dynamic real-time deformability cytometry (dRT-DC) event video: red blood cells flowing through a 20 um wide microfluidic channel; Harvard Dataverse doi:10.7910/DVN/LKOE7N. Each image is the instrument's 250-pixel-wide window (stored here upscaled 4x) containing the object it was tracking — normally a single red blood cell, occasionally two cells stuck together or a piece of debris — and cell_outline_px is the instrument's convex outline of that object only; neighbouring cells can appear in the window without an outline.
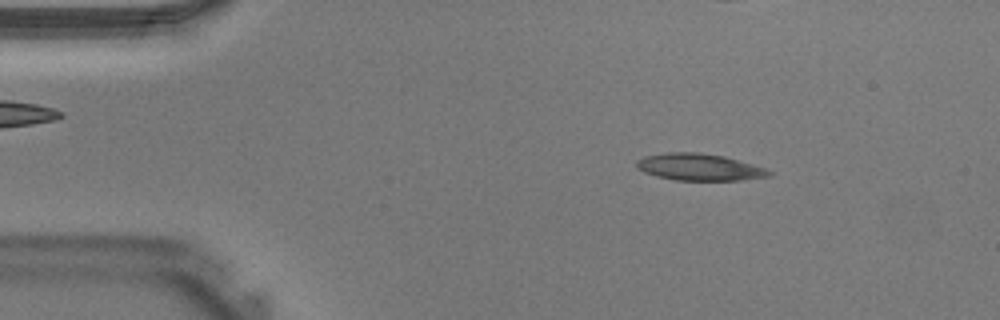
{"species": "Egyptian fruit bat (a non-hibernating species)", "species_latin": "Rousettus aegyptiacus", "temperature_condition": "warm", "stored_images_in_passage": 39, "camera_frame_rate_fps": 3000, "um_per_image_px": 0.085, "animal": {"sex": "male"}, "frame": {"image": 1, "passage_image": 5, "time_ms": 1.333, "image_size_px": [1000, 320], "cell_outline_px": [[772, 176], [740, 180], [676, 180], [656, 176], [644, 172], [636, 168], [636, 160], [644, 156], [664, 152], [700, 152], [724, 156], [752, 164], [764, 168], [772, 172]], "centroid_in_image_um": [59.4, 14.19], "position_along_channel_um": 25.6, "area_um2": 20.81}}
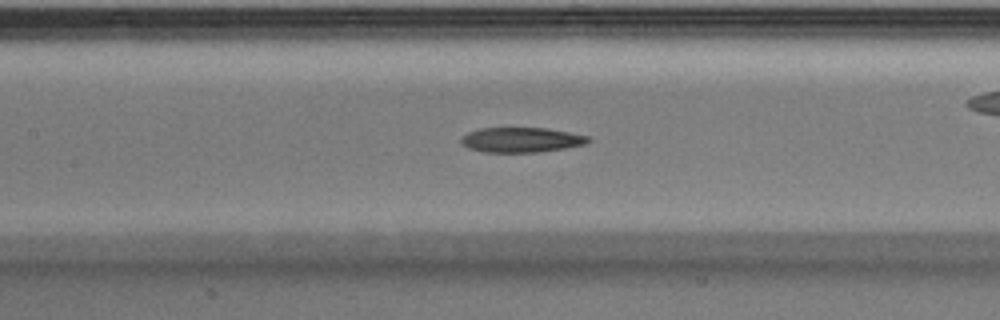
{"frame": {"image": 2, "passage_image": 17, "time_ms": 5.333, "image_size_px": [1000, 320], "cell_outline_px": [[592, 140], [584, 144], [564, 148], [536, 152], [488, 152], [468, 148], [460, 144], [460, 136], [468, 132], [480, 128], [544, 128], [568, 132], [588, 136]], "centroid_in_image_um": [44.25, 11.88], "position_along_channel_um": 163.1, "area_um2": 18.38}}
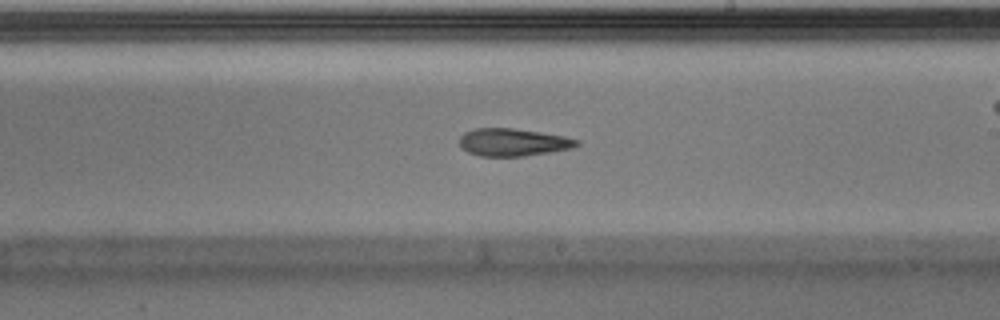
{"frame": {"image": 3, "passage_image": 22, "time_ms": 7.0, "image_size_px": [1000, 320], "cell_outline_px": [[580, 144], [572, 148], [524, 156], [480, 156], [468, 152], [460, 144], [460, 136], [464, 132], [476, 128], [512, 128], [540, 132], [564, 136], [580, 140]], "centroid_in_image_um": [43.62, 12.09], "position_along_channel_um": 245.4, "area_um2": 18.73}}